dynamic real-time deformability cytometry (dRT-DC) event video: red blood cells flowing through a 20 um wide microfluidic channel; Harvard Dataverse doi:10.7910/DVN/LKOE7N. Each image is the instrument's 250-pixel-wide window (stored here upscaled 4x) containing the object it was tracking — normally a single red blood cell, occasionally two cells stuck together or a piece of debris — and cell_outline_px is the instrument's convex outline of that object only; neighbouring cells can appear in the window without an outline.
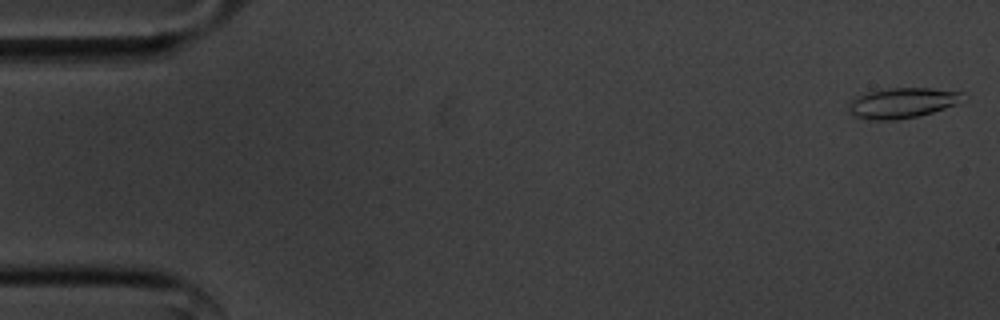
{"species": "common noctule bat (a hibernating species)", "species_latin": "Nyctalus noctula", "temperature_condition": "cold", "stored_images_in_passage": 56, "camera_frame_rate_fps": 3000, "um_per_image_px": 0.085, "animal": {"sex": "male", "body_mass_g": 20.1, "forearm_length_mm": 53.5}, "frame": {"image": 1, "passage_image": 2, "time_ms": 0.333, "image_size_px": [1000, 320], "cell_outline_px": [[964, 92], [956, 104], [932, 112], [900, 120], [872, 120], [856, 116], [848, 112], [848, 104], [856, 96], [868, 92], [888, 88], [932, 88]], "centroid_in_image_um": [76.64, 8.75], "position_along_channel_um": 8.4, "area_um2": 20.0}}
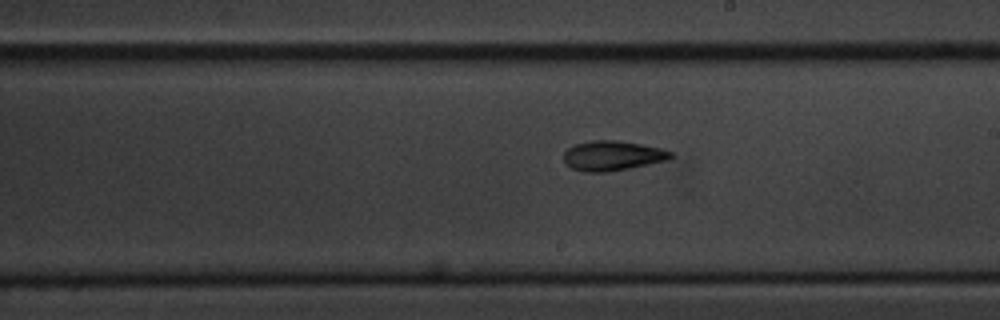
{"frame": {"image": 2, "passage_image": 32, "time_ms": 10.333, "image_size_px": [1000, 320], "cell_outline_px": [[676, 156], [668, 160], [608, 172], [584, 172], [572, 168], [564, 164], [564, 152], [568, 148], [576, 144], [592, 140], [616, 140], [640, 144], [660, 148], [672, 152]], "centroid_in_image_um": [52.06, 13.24], "position_along_channel_um": 236.9, "area_um2": 18.61}}
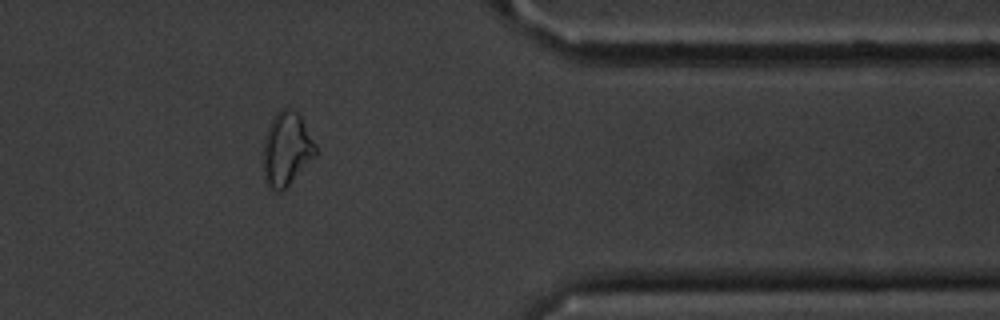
{"frame": {"image": 3, "passage_image": 46, "time_ms": 15.0, "image_size_px": [1000, 320], "cell_outline_px": [[316, 156], [284, 192], [276, 192], [264, 180], [264, 140], [272, 116], [280, 108], [292, 108], [300, 116], [316, 144]], "centroid_in_image_um": [24.37, 12.69], "position_along_channel_um": 387.0, "area_um2": 22.72}, "authors_computed_cell_mechanics": {"area_um2": 18.5249, "velocity_mm_per_s": 3.5865, "shape_relaxation_time_tau1_ms": 2.8747, "shape_relaxation_time_tau2_ms": 7.8711, "deformation_change_tau1": 0.1079, "deformation_change_tau2": 0.1786}}